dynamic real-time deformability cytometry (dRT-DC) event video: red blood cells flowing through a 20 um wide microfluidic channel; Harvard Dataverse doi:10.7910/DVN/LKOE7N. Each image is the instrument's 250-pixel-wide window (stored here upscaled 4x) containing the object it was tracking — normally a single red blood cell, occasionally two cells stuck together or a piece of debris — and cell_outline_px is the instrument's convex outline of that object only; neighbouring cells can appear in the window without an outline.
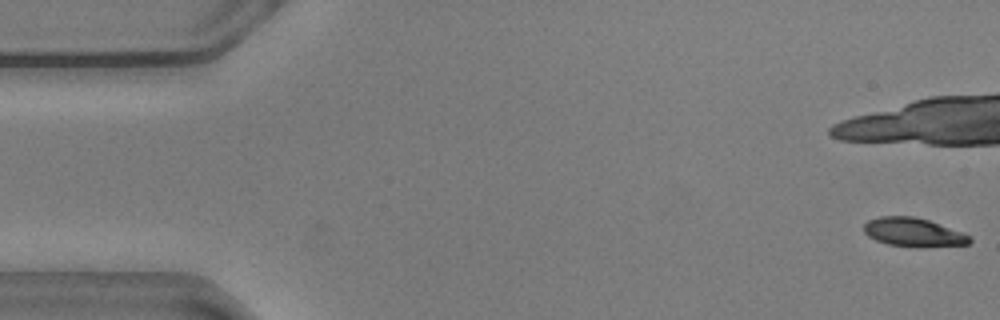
{"species": "common noctule bat (a hibernating species)", "species_latin": "Nyctalus noctula", "temperature_condition": "warm", "stored_images_in_passage": 41, "camera_frame_rate_fps": 3000, "um_per_image_px": 0.085, "animal": {"sex": "male", "body_mass_g": 20.5, "forearm_length_mm": 52.5}, "frame": {"image": 1, "passage_image": 1, "time_ms": 0.0, "image_size_px": [1000, 320], "cell_outline_px": [[972, 240], [968, 244], [920, 248], [916, 248], [888, 244], [876, 240], [868, 236], [864, 232], [864, 224], [868, 220], [880, 216], [912, 216], [928, 220], [964, 232], [972, 236]], "centroid_in_image_um": [77.67, 19.76], "position_along_channel_um": 7.3, "area_um2": 17.98}}